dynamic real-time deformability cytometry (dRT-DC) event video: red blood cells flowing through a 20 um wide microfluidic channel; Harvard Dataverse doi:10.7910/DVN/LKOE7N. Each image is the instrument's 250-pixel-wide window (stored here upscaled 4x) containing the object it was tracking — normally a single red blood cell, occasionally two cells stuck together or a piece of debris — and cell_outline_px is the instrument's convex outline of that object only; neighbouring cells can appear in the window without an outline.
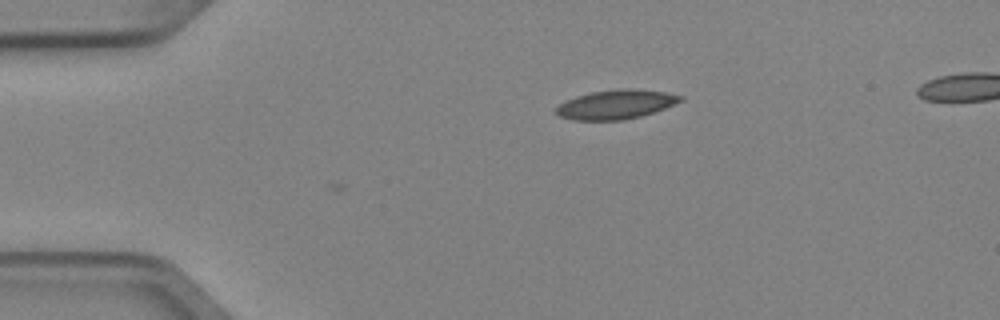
{"species": "Egyptian fruit bat (a non-hibernating species)", "species_latin": "Rousettus aegyptiacus", "temperature_condition": "cold", "stored_images_in_passage": 3, "camera_frame_rate_fps": 3000, "um_per_image_px": 0.085, "animal": {"sex": "female"}, "frame": {"image": 1, "passage_image": 3, "time_ms": 0.667, "image_size_px": [1000, 320], "cell_outline_px": [[684, 100], [664, 108], [640, 116], [624, 120], [572, 120], [560, 116], [556, 112], [556, 108], [560, 104], [576, 96], [592, 92], [624, 88], [664, 92], [684, 96]], "centroid_in_image_um": [52.36, 8.88], "position_along_channel_um": 32.6, "area_um2": 20.81}}